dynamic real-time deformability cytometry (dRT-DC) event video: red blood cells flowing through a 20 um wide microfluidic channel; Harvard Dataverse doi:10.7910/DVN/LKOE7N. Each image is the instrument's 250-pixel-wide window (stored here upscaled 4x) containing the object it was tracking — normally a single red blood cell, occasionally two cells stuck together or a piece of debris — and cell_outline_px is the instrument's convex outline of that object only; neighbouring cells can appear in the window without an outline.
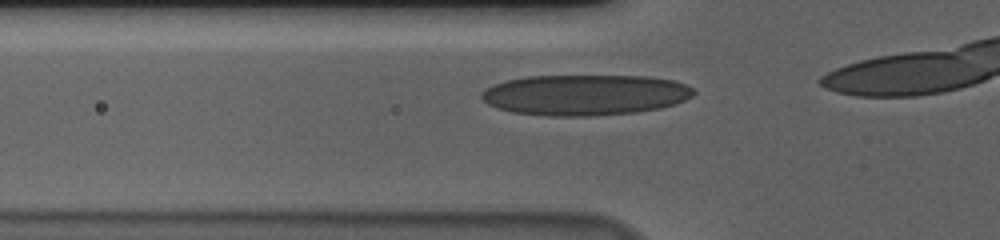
{"species": "human", "species_latin": "Homo sapiens", "temperature_condition": "cold", "stored_images_in_passage": 12, "camera_frame_rate_fps": 3000, "um_per_image_px": 0.085, "donor": {"sex": "male"}, "frame": {"image": 1, "passage_image": 6, "time_ms": 1.667, "image_size_px": [1000, 240], "cell_outline_px": [[696, 92], [692, 96], [684, 100], [660, 108], [636, 112], [592, 116], [552, 116], [512, 112], [496, 108], [488, 104], [480, 96], [488, 88], [496, 84], [508, 80], [528, 76], [644, 76], [672, 80], [684, 84], [692, 88]], "centroid_in_image_um": [49.73, 8.07], "position_along_channel_um": 76.1, "area_um2": 50.0}}
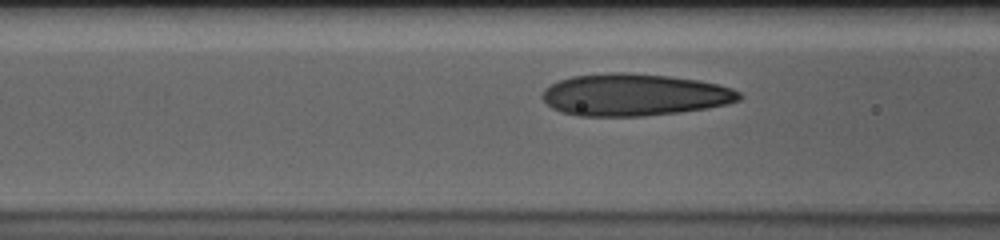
{"frame": {"image": 2, "passage_image": 9, "time_ms": 2.667, "image_size_px": [1000, 240], "cell_outline_px": [[740, 100], [708, 108], [644, 116], [580, 116], [564, 112], [552, 108], [540, 96], [544, 88], [560, 80], [572, 76], [620, 72], [624, 72], [668, 76], [696, 80], [716, 84], [732, 88], [740, 92]], "centroid_in_image_um": [53.89, 8.06], "position_along_channel_um": 112.7, "area_um2": 47.86}}